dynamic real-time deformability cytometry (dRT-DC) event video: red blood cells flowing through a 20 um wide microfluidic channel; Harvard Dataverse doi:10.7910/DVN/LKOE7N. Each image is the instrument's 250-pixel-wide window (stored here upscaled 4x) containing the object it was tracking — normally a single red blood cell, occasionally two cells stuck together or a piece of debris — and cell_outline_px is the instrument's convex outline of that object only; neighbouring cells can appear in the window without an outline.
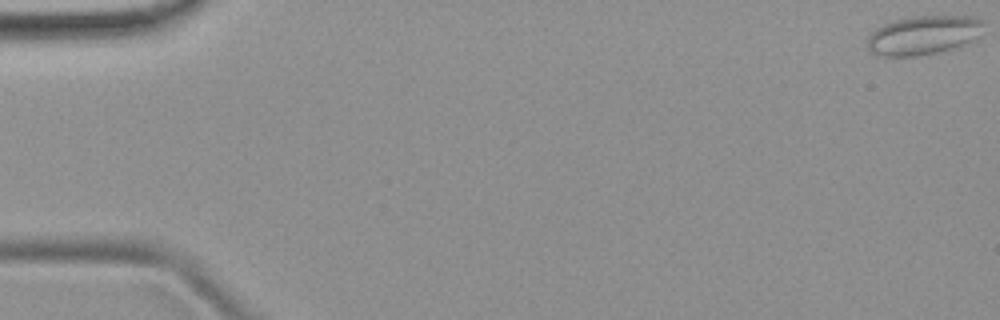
{"species": "common noctule bat (a hibernating species)", "species_latin": "Nyctalus noctula", "temperature_condition": "room temperature", "stored_images_in_passage": 8, "camera_frame_rate_fps": 3000, "um_per_image_px": 0.085, "animal": {"sex": "female", "body_mass_g": 19.9}, "frame": {"image": 1, "passage_image": 1, "time_ms": 0.0, "image_size_px": [1000, 320], "cell_outline_px": [[984, 24], [972, 40], [964, 44], [952, 48], [936, 52], [916, 56], [884, 56], [868, 52], [868, 36], [876, 28], [892, 20], [912, 16], [976, 16], [984, 20]], "centroid_in_image_um": [78.45, 2.97], "position_along_channel_um": 6.6, "area_um2": 26.3}}